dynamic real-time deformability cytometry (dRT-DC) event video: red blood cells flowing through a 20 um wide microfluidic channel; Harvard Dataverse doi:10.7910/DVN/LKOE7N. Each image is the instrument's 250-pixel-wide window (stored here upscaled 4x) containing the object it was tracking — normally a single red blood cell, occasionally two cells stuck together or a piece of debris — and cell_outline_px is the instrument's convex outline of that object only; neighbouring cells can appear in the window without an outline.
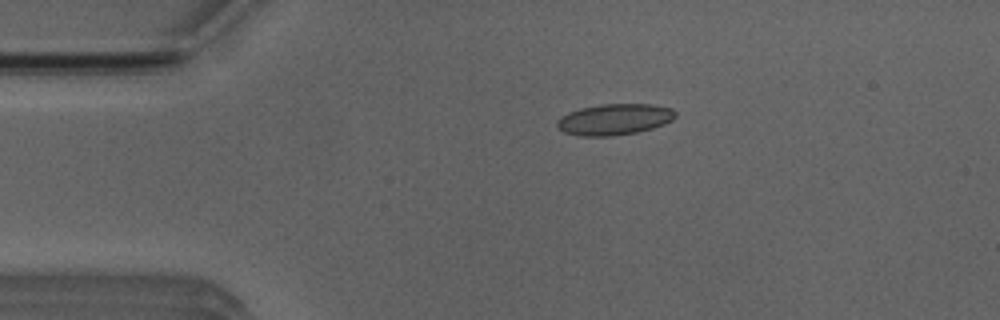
{"species": "Egyptian fruit bat (a non-hibernating species)", "species_latin": "Rousettus aegyptiacus", "temperature_condition": "room temperature", "stored_images_in_passage": 39, "camera_frame_rate_fps": 3000, "um_per_image_px": 0.085, "animal": {"sex": "male"}, "frame": {"image": 1, "passage_image": 1, "time_ms": 0.0, "image_size_px": [1000, 320], "cell_outline_px": [[676, 116], [672, 120], [664, 124], [652, 128], [636, 132], [612, 136], [580, 136], [564, 132], [556, 128], [556, 120], [560, 116], [568, 112], [580, 108], [600, 104], [652, 104], [672, 108], [676, 112]], "centroid_in_image_um": [52.19, 10.14], "position_along_channel_um": 32.8, "area_um2": 21.68}}
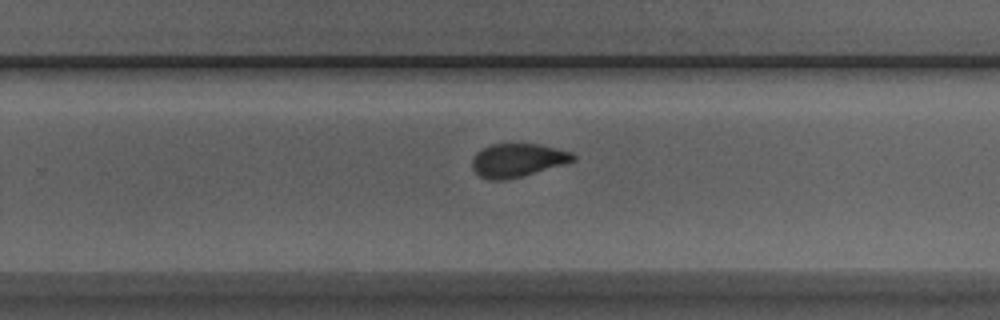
{"frame": {"image": 2, "passage_image": 23, "time_ms": 7.333, "image_size_px": [1000, 320], "cell_outline_px": [[576, 160], [564, 164], [524, 176], [504, 180], [488, 180], [480, 176], [472, 168], [472, 160], [476, 152], [492, 144], [540, 144], [572, 152], [576, 156]], "centroid_in_image_um": [44.0, 13.62], "position_along_channel_um": 285.8, "area_um2": 19.71}}
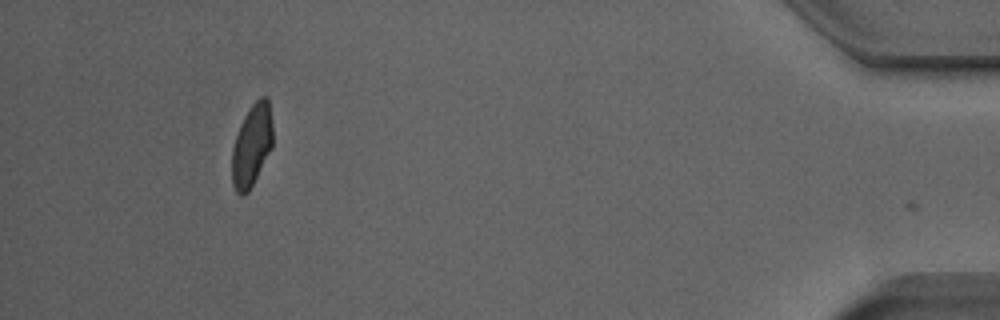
{"frame": {"image": 3, "passage_image": 38, "time_ms": 12.333, "image_size_px": [1000, 320], "cell_outline_px": [[272, 148], [248, 192], [240, 196], [236, 192], [232, 184], [232, 148], [240, 124], [244, 116], [252, 104], [260, 96], [268, 96], [272, 124]], "centroid_in_image_um": [21.4, 12.34], "position_along_channel_um": 413.8, "area_um2": 19.54}, "authors_computed_cell_mechanics": {"area_um2": 20.23, "velocity_mm_per_s": 3.9899, "shape_relaxation_time_tau1_ms": 6.2234, "shape_relaxation_time_tau2_ms": 0.8556, "deformation_change_tau1": 0.1532, "deformation_change_tau2": 0.0705}}